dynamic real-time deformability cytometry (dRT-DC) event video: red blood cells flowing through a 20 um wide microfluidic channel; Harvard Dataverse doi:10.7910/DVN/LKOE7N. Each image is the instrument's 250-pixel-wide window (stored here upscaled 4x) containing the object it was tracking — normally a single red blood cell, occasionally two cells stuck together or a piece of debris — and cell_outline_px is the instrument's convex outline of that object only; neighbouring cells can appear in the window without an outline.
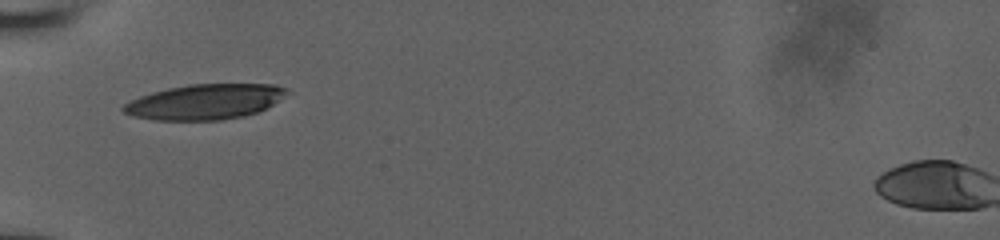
{"species": "human", "species_latin": "Homo sapiens", "temperature_condition": "room temperature", "stored_images_in_passage": 27, "camera_frame_rate_fps": 3000, "um_per_image_px": 0.085, "donor": {"sex": "male"}, "frame": {"image": 1, "passage_image": 1, "time_ms": 0.0, "image_size_px": [1000, 240], "cell_outline_px": [[292, 92], [280, 100], [256, 112], [244, 116], [220, 120], [156, 120], [132, 116], [124, 112], [120, 108], [124, 104], [140, 96], [152, 92], [168, 88], [188, 84], [276, 84], [288, 88]], "centroid_in_image_um": [17.45, 8.64], "position_along_channel_um": 67.5, "area_um2": 33.7}}
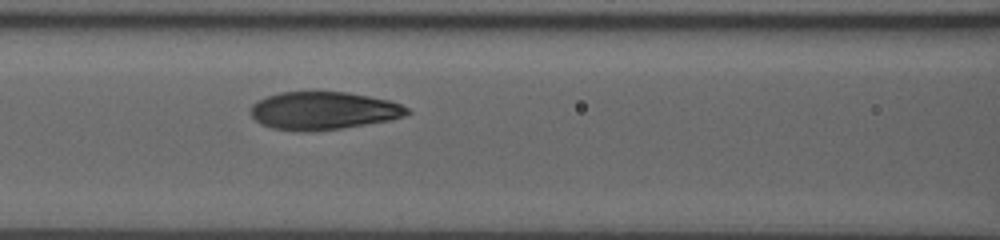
{"frame": {"image": 2, "passage_image": 16, "time_ms": 2.0, "image_size_px": [1000, 240], "cell_outline_px": [[412, 112], [404, 116], [388, 120], [340, 128], [304, 132], [300, 132], [272, 128], [260, 124], [252, 116], [252, 104], [256, 100], [280, 92], [316, 88], [348, 92], [388, 100], [400, 104], [408, 108]], "centroid_in_image_um": [27.44, 9.36], "position_along_channel_um": 139.2, "area_um2": 35.32}}
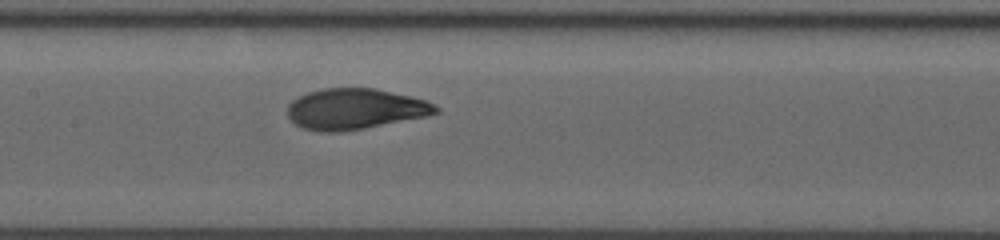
{"frame": {"image": 3, "passage_image": 23, "time_ms": 3.0, "image_size_px": [1000, 240], "cell_outline_px": [[440, 112], [428, 116], [364, 128], [340, 132], [316, 132], [304, 128], [296, 124], [288, 116], [288, 104], [296, 96], [308, 92], [324, 88], [376, 88], [424, 100], [440, 108]], "centroid_in_image_um": [30.15, 9.26], "position_along_channel_um": 177.2, "area_um2": 35.2}}